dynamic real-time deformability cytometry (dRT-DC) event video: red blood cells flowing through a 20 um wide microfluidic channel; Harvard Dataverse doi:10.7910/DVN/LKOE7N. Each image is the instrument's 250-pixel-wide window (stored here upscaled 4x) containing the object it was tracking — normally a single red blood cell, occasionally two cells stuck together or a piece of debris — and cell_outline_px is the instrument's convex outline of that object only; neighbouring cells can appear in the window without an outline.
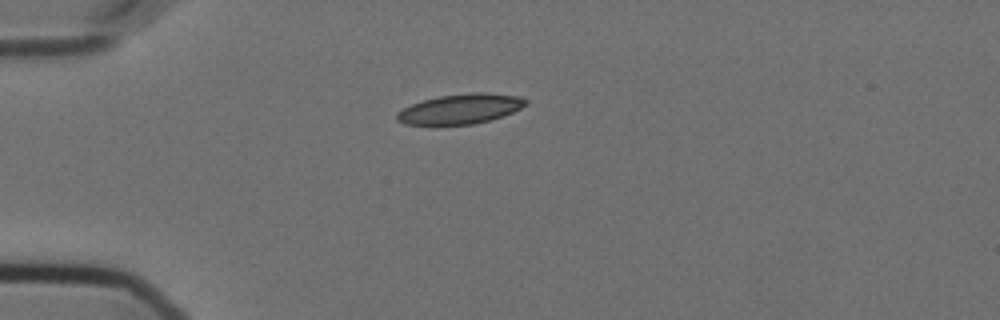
{"species": "Egyptian fruit bat (a non-hibernating species)", "species_latin": "Rousettus aegyptiacus", "temperature_condition": "cold", "stored_images_in_passage": 36, "camera_frame_rate_fps": 3000, "um_per_image_px": 0.085, "animal": {"sex": "female"}, "frame": {"image": 1, "passage_image": 1, "time_ms": 0.0, "image_size_px": [1000, 320], "cell_outline_px": [[528, 104], [512, 112], [488, 120], [472, 124], [436, 128], [404, 124], [396, 120], [396, 112], [412, 104], [424, 100], [440, 96], [472, 92], [484, 92], [520, 96], [528, 100]], "centroid_in_image_um": [39.06, 9.3], "position_along_channel_um": 45.9, "area_um2": 23.18}}
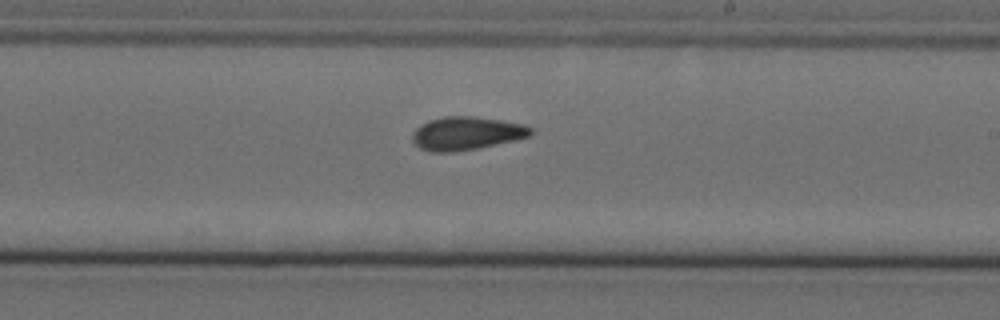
{"frame": {"image": 2, "passage_image": 20, "time_ms": 6.333, "image_size_px": [1000, 320], "cell_outline_px": [[532, 136], [476, 148], [448, 152], [432, 152], [420, 148], [412, 140], [412, 132], [420, 124], [428, 120], [444, 116], [476, 116], [524, 124], [532, 128]], "centroid_in_image_um": [39.63, 11.32], "position_along_channel_um": 249.4, "area_um2": 22.89}}
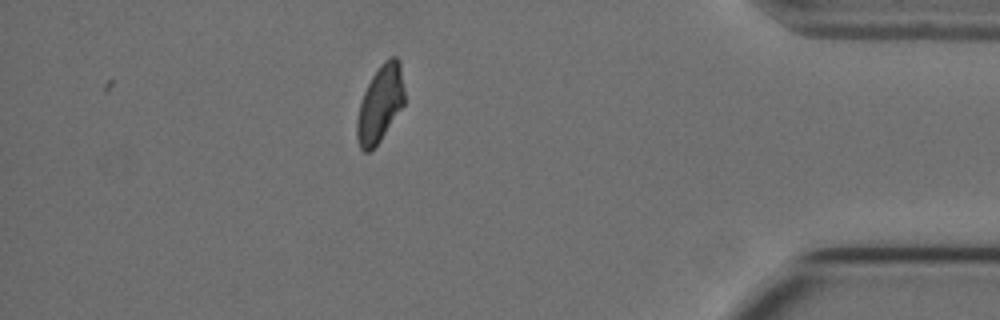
{"frame": {"image": 3, "passage_image": 36, "time_ms": 11.667, "image_size_px": [1000, 320], "cell_outline_px": [[404, 104], [380, 140], [368, 152], [364, 152], [360, 148], [356, 136], [356, 120], [360, 104], [364, 92], [372, 76], [380, 64], [384, 60], [392, 56], [396, 56], [400, 60], [404, 92]], "centroid_in_image_um": [32.3, 8.79], "position_along_channel_um": 402.9, "area_um2": 21.04}, "authors_computed_cell_mechanics": {"area_um2": 22.3975, "velocity_mm_per_s": 3.5742, "shape_relaxation_time_tau1_ms": null, "shape_relaxation_time_tau2_ms": 2.5704, "deformation_change_tau1": null, "deformation_change_tau2": 0.0829}}